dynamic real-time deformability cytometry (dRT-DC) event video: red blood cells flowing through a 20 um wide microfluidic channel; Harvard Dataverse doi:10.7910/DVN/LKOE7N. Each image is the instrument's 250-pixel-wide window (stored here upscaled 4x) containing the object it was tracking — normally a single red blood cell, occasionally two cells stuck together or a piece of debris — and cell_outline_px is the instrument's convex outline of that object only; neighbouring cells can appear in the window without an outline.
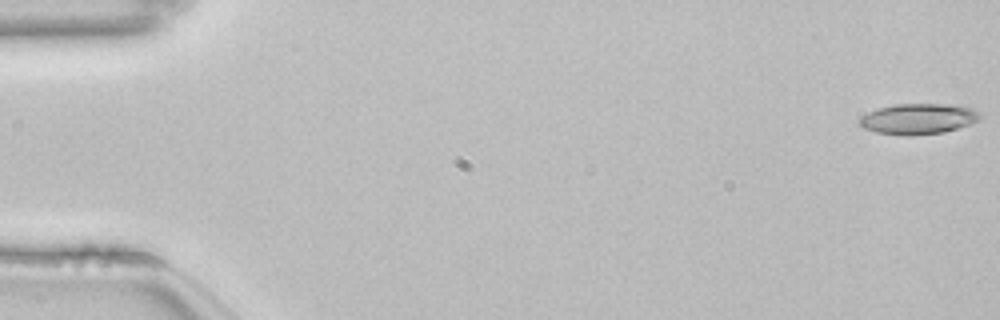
{"species": "common noctule bat (a hibernating species)", "species_latin": "Nyctalus noctula", "temperature_condition": "room temperature", "stored_images_in_passage": 54, "camera_frame_rate_fps": 3000, "um_per_image_px": 0.085, "animal": {"sex": "female", "body_mass_g": 22.7, "forearm_length_mm": 54.2}, "frame": {"image": 1, "passage_image": 1, "time_ms": 0.0, "image_size_px": [1000, 320], "cell_outline_px": [[980, 120], [972, 124], [944, 132], [876, 132], [864, 128], [860, 124], [860, 116], [868, 112], [880, 108], [896, 104], [948, 104], [976, 108], [980, 112]], "centroid_in_image_um": [78.15, 10.04], "position_along_channel_um": 6.8, "area_um2": 20.63}}
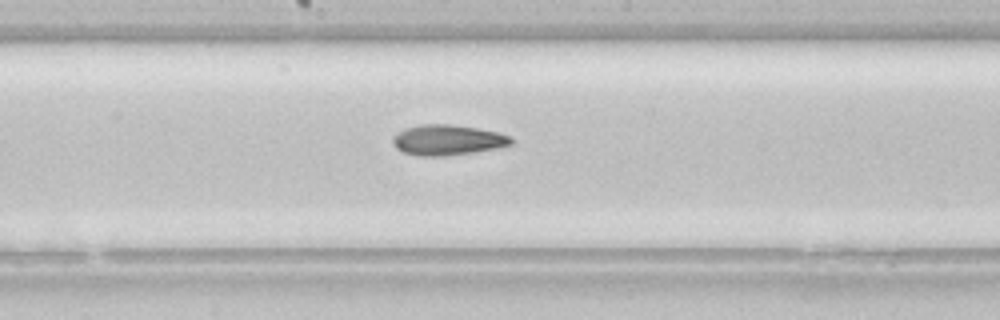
{"frame": {"image": 2, "passage_image": 29, "time_ms": 9.333, "image_size_px": [1000, 320], "cell_outline_px": [[512, 144], [500, 148], [444, 156], [416, 156], [404, 152], [396, 148], [392, 140], [392, 136], [404, 128], [420, 124], [448, 124], [476, 128], [496, 132], [512, 136]], "centroid_in_image_um": [38.03, 11.9], "position_along_channel_um": 210.2, "area_um2": 21.04}}
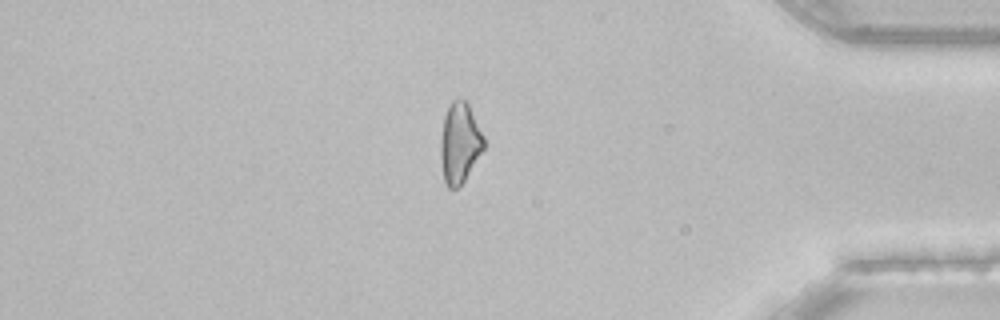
{"frame": {"image": 3, "passage_image": 46, "time_ms": 15.0, "image_size_px": [1000, 320], "cell_outline_px": [[484, 148], [464, 180], [456, 188], [448, 188], [444, 184], [440, 156], [440, 140], [444, 116], [448, 104], [452, 100], [460, 96], [468, 104], [484, 136]], "centroid_in_image_um": [39.05, 12.12], "position_along_channel_um": 396.2, "area_um2": 20.35}, "authors_computed_cell_mechanics": {"area_um2": 20.9236, "velocity_mm_per_s": 3.8555, "shape_relaxation_time_tau1_ms": null, "shape_relaxation_time_tau2_ms": 8.2788, "deformation_change_tau1": null, "deformation_change_tau2": 0.1942}}